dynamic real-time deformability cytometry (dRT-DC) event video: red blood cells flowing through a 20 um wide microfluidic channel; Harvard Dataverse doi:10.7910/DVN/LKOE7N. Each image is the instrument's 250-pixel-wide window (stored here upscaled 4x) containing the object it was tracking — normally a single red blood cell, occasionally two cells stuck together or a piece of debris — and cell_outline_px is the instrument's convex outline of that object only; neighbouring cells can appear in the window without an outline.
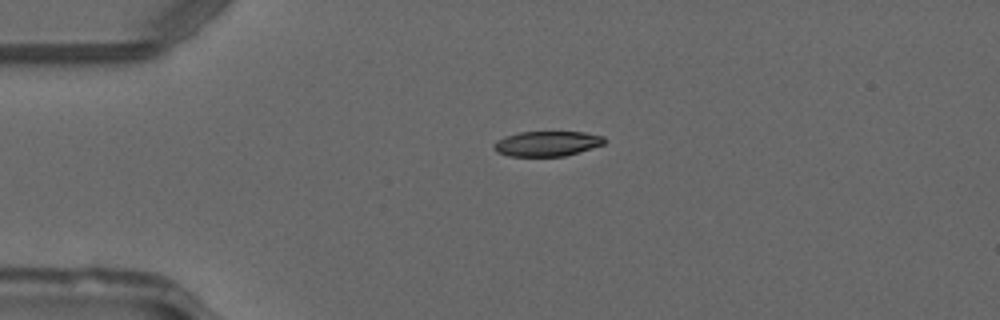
{"species": "common noctule bat (a hibernating species)", "species_latin": "Nyctalus noctula", "temperature_condition": "warm", "stored_images_in_passage": 51, "camera_frame_rate_fps": 3000, "um_per_image_px": 0.085, "animal": {"sex": "male", "forearm_length_mm": 52.5}, "frame": {"image": 1, "passage_image": 13, "time_ms": 4.0, "image_size_px": [1000, 320], "cell_outline_px": [[604, 140], [600, 144], [572, 152], [556, 156], [520, 156], [504, 152], [500, 148], [520, 136], [532, 132], [572, 132], [592, 136]], "centroid_in_image_um": [46.73, 12.23], "position_along_channel_um": 38.3, "area_um2": 12.95}}
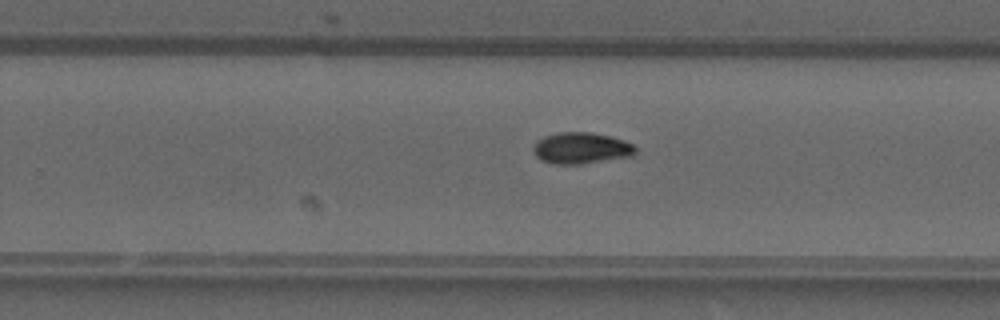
{"frame": {"image": 2, "passage_image": 33, "time_ms": 10.667, "image_size_px": [1000, 320], "cell_outline_px": [[632, 148], [624, 152], [572, 160], [560, 160], [544, 156], [540, 152], [540, 148], [548, 140], [564, 136], [596, 136], [628, 144]], "centroid_in_image_um": [49.41, 12.54], "position_along_channel_um": 280.4, "area_um2": 11.56}}
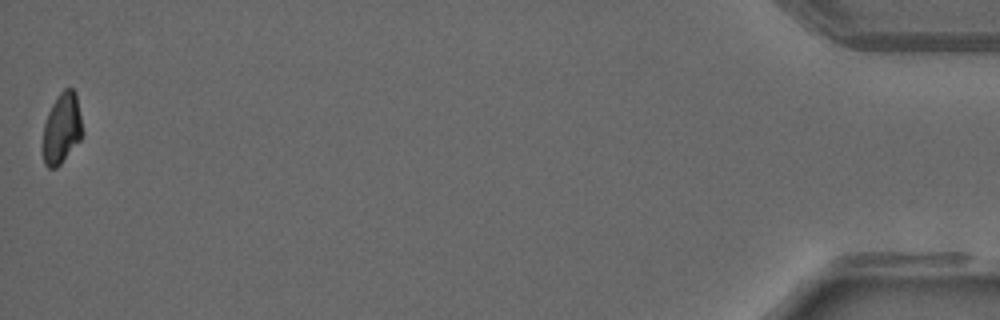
{"frame": {"image": 3, "passage_image": 51, "time_ms": 16.667, "image_size_px": [1000, 320], "cell_outline_px": [[80, 136], [60, 160], [56, 164], [48, 164], [44, 156], [44, 140], [68, 92], [72, 92], [76, 104], [80, 124]], "centroid_in_image_um": [5.32, 11.16], "position_along_channel_um": 429.9, "area_um2": 11.27}}